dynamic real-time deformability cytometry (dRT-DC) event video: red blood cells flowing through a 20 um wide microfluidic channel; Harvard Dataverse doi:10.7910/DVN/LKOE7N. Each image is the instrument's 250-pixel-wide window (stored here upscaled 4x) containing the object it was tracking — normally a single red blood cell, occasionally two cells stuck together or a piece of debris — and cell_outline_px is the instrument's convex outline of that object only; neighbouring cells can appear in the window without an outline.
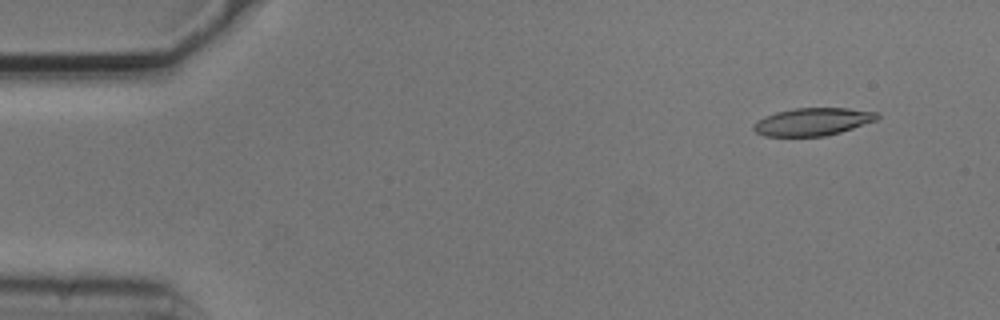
{"species": "common noctule bat (a hibernating species)", "species_latin": "Nyctalus noctula", "temperature_condition": "cold", "stored_images_in_passage": 6, "camera_frame_rate_fps": 3000, "um_per_image_px": 0.085, "animal": {"sex": "male", "body_mass_g": 20.5, "forearm_length_mm": 52.5}, "frame": {"image": 1, "passage_image": 2, "time_ms": 0.333, "image_size_px": [1000, 320], "cell_outline_px": [[880, 116], [876, 120], [840, 132], [824, 136], [764, 136], [756, 132], [752, 128], [764, 116], [776, 112], [796, 108], [848, 108], [880, 112]], "centroid_in_image_um": [69.11, 10.34], "position_along_channel_um": 15.9, "area_um2": 19.77}}